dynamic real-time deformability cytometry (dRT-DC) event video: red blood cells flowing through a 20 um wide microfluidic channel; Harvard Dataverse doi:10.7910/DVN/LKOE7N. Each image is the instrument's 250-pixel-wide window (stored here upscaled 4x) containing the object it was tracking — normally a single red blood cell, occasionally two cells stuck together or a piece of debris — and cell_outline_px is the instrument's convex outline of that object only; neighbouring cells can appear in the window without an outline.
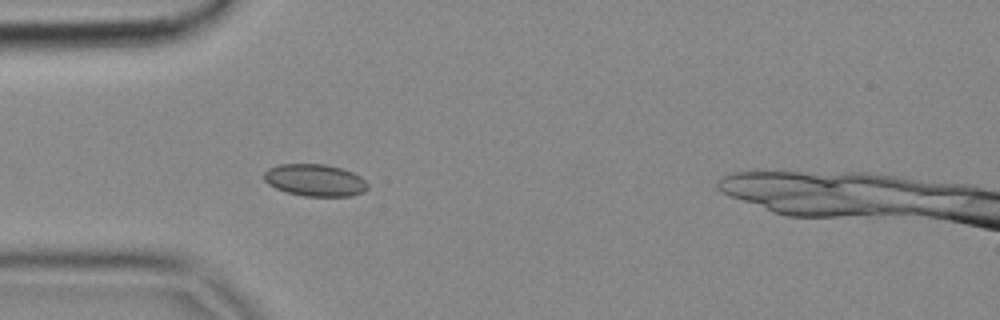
{"species": "common noctule bat (a hibernating species)", "species_latin": "Nyctalus noctula", "temperature_condition": "cold", "stored_images_in_passage": 5, "camera_frame_rate_fps": 3000, "um_per_image_px": 0.085, "animal": {"sex": "female", "body_mass_g": 18.4}, "frame": {"image": 1, "passage_image": 4, "time_ms": 1.0, "image_size_px": [1000, 320], "cell_outline_px": [[368, 188], [364, 192], [352, 196], [304, 196], [288, 192], [276, 188], [268, 184], [264, 180], [264, 172], [268, 168], [280, 164], [324, 164], [340, 168], [352, 172], [360, 176], [368, 184]], "centroid_in_image_um": [26.78, 15.32], "position_along_channel_um": 58.2, "area_um2": 19.36}}